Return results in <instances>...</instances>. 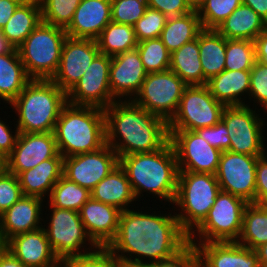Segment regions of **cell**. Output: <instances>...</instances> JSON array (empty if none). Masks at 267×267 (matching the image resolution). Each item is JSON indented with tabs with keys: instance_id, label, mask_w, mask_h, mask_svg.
Instances as JSON below:
<instances>
[{
	"instance_id": "obj_18",
	"label": "cell",
	"mask_w": 267,
	"mask_h": 267,
	"mask_svg": "<svg viewBox=\"0 0 267 267\" xmlns=\"http://www.w3.org/2000/svg\"><path fill=\"white\" fill-rule=\"evenodd\" d=\"M58 154L54 132L19 133L12 153L6 158V169L18 176Z\"/></svg>"
},
{
	"instance_id": "obj_36",
	"label": "cell",
	"mask_w": 267,
	"mask_h": 267,
	"mask_svg": "<svg viewBox=\"0 0 267 267\" xmlns=\"http://www.w3.org/2000/svg\"><path fill=\"white\" fill-rule=\"evenodd\" d=\"M49 197V202L53 207L79 212L81 207L91 197V193L88 189L62 176L52 188Z\"/></svg>"
},
{
	"instance_id": "obj_17",
	"label": "cell",
	"mask_w": 267,
	"mask_h": 267,
	"mask_svg": "<svg viewBox=\"0 0 267 267\" xmlns=\"http://www.w3.org/2000/svg\"><path fill=\"white\" fill-rule=\"evenodd\" d=\"M99 53L96 40L67 36L62 47L58 70L51 80L67 93L81 79Z\"/></svg>"
},
{
	"instance_id": "obj_16",
	"label": "cell",
	"mask_w": 267,
	"mask_h": 267,
	"mask_svg": "<svg viewBox=\"0 0 267 267\" xmlns=\"http://www.w3.org/2000/svg\"><path fill=\"white\" fill-rule=\"evenodd\" d=\"M117 165V153L105 144L96 151L63 158V176L91 191Z\"/></svg>"
},
{
	"instance_id": "obj_31",
	"label": "cell",
	"mask_w": 267,
	"mask_h": 267,
	"mask_svg": "<svg viewBox=\"0 0 267 267\" xmlns=\"http://www.w3.org/2000/svg\"><path fill=\"white\" fill-rule=\"evenodd\" d=\"M41 23V5L39 0H34L19 5L1 33L15 48H18Z\"/></svg>"
},
{
	"instance_id": "obj_29",
	"label": "cell",
	"mask_w": 267,
	"mask_h": 267,
	"mask_svg": "<svg viewBox=\"0 0 267 267\" xmlns=\"http://www.w3.org/2000/svg\"><path fill=\"white\" fill-rule=\"evenodd\" d=\"M266 25L252 8L241 4L216 30L225 39L254 41Z\"/></svg>"
},
{
	"instance_id": "obj_11",
	"label": "cell",
	"mask_w": 267,
	"mask_h": 267,
	"mask_svg": "<svg viewBox=\"0 0 267 267\" xmlns=\"http://www.w3.org/2000/svg\"><path fill=\"white\" fill-rule=\"evenodd\" d=\"M258 115L246 104L224 107L221 120L230 138L228 151L251 156L266 154L262 135L265 124Z\"/></svg>"
},
{
	"instance_id": "obj_28",
	"label": "cell",
	"mask_w": 267,
	"mask_h": 267,
	"mask_svg": "<svg viewBox=\"0 0 267 267\" xmlns=\"http://www.w3.org/2000/svg\"><path fill=\"white\" fill-rule=\"evenodd\" d=\"M203 85L225 70L226 39L216 29H202L198 34Z\"/></svg>"
},
{
	"instance_id": "obj_34",
	"label": "cell",
	"mask_w": 267,
	"mask_h": 267,
	"mask_svg": "<svg viewBox=\"0 0 267 267\" xmlns=\"http://www.w3.org/2000/svg\"><path fill=\"white\" fill-rule=\"evenodd\" d=\"M236 242L252 250L267 243V205H246L242 229Z\"/></svg>"
},
{
	"instance_id": "obj_50",
	"label": "cell",
	"mask_w": 267,
	"mask_h": 267,
	"mask_svg": "<svg viewBox=\"0 0 267 267\" xmlns=\"http://www.w3.org/2000/svg\"><path fill=\"white\" fill-rule=\"evenodd\" d=\"M19 131L16 128L15 135L12 134L8 125L0 120V154L7 158L15 147Z\"/></svg>"
},
{
	"instance_id": "obj_32",
	"label": "cell",
	"mask_w": 267,
	"mask_h": 267,
	"mask_svg": "<svg viewBox=\"0 0 267 267\" xmlns=\"http://www.w3.org/2000/svg\"><path fill=\"white\" fill-rule=\"evenodd\" d=\"M202 29L198 13L192 11L184 15L167 18L159 38L167 50L172 53L180 49L185 43L196 39Z\"/></svg>"
},
{
	"instance_id": "obj_1",
	"label": "cell",
	"mask_w": 267,
	"mask_h": 267,
	"mask_svg": "<svg viewBox=\"0 0 267 267\" xmlns=\"http://www.w3.org/2000/svg\"><path fill=\"white\" fill-rule=\"evenodd\" d=\"M188 241V234L175 215H150L127 209L121 211L116 237L106 248L121 267H136L148 264L142 257L150 258L154 264L179 251ZM124 253L131 254L128 258ZM132 254L137 255L133 258Z\"/></svg>"
},
{
	"instance_id": "obj_59",
	"label": "cell",
	"mask_w": 267,
	"mask_h": 267,
	"mask_svg": "<svg viewBox=\"0 0 267 267\" xmlns=\"http://www.w3.org/2000/svg\"><path fill=\"white\" fill-rule=\"evenodd\" d=\"M6 169V158L0 154V173Z\"/></svg>"
},
{
	"instance_id": "obj_33",
	"label": "cell",
	"mask_w": 267,
	"mask_h": 267,
	"mask_svg": "<svg viewBox=\"0 0 267 267\" xmlns=\"http://www.w3.org/2000/svg\"><path fill=\"white\" fill-rule=\"evenodd\" d=\"M169 69L177 74L187 86L203 85L198 36L171 53Z\"/></svg>"
},
{
	"instance_id": "obj_62",
	"label": "cell",
	"mask_w": 267,
	"mask_h": 267,
	"mask_svg": "<svg viewBox=\"0 0 267 267\" xmlns=\"http://www.w3.org/2000/svg\"><path fill=\"white\" fill-rule=\"evenodd\" d=\"M56 267H64V266L60 263V265H58V266H56Z\"/></svg>"
},
{
	"instance_id": "obj_10",
	"label": "cell",
	"mask_w": 267,
	"mask_h": 267,
	"mask_svg": "<svg viewBox=\"0 0 267 267\" xmlns=\"http://www.w3.org/2000/svg\"><path fill=\"white\" fill-rule=\"evenodd\" d=\"M186 86L184 81L170 69L148 73L140 91L135 95L136 98L132 100L168 123L178 109Z\"/></svg>"
},
{
	"instance_id": "obj_27",
	"label": "cell",
	"mask_w": 267,
	"mask_h": 267,
	"mask_svg": "<svg viewBox=\"0 0 267 267\" xmlns=\"http://www.w3.org/2000/svg\"><path fill=\"white\" fill-rule=\"evenodd\" d=\"M206 85L213 97L225 106L245 105L240 96L249 94L250 70H224L207 81Z\"/></svg>"
},
{
	"instance_id": "obj_51",
	"label": "cell",
	"mask_w": 267,
	"mask_h": 267,
	"mask_svg": "<svg viewBox=\"0 0 267 267\" xmlns=\"http://www.w3.org/2000/svg\"><path fill=\"white\" fill-rule=\"evenodd\" d=\"M256 61L267 66V25L262 33L254 40Z\"/></svg>"
},
{
	"instance_id": "obj_49",
	"label": "cell",
	"mask_w": 267,
	"mask_h": 267,
	"mask_svg": "<svg viewBox=\"0 0 267 267\" xmlns=\"http://www.w3.org/2000/svg\"><path fill=\"white\" fill-rule=\"evenodd\" d=\"M149 8L160 11L168 18L192 12L185 0H146Z\"/></svg>"
},
{
	"instance_id": "obj_46",
	"label": "cell",
	"mask_w": 267,
	"mask_h": 267,
	"mask_svg": "<svg viewBox=\"0 0 267 267\" xmlns=\"http://www.w3.org/2000/svg\"><path fill=\"white\" fill-rule=\"evenodd\" d=\"M250 95L267 110V66L258 61L250 70Z\"/></svg>"
},
{
	"instance_id": "obj_52",
	"label": "cell",
	"mask_w": 267,
	"mask_h": 267,
	"mask_svg": "<svg viewBox=\"0 0 267 267\" xmlns=\"http://www.w3.org/2000/svg\"><path fill=\"white\" fill-rule=\"evenodd\" d=\"M19 5L12 0H0V30L4 28Z\"/></svg>"
},
{
	"instance_id": "obj_3",
	"label": "cell",
	"mask_w": 267,
	"mask_h": 267,
	"mask_svg": "<svg viewBox=\"0 0 267 267\" xmlns=\"http://www.w3.org/2000/svg\"><path fill=\"white\" fill-rule=\"evenodd\" d=\"M119 164L127 174L136 199L143 190L174 203L179 169L170 141L159 150L121 156Z\"/></svg>"
},
{
	"instance_id": "obj_8",
	"label": "cell",
	"mask_w": 267,
	"mask_h": 267,
	"mask_svg": "<svg viewBox=\"0 0 267 267\" xmlns=\"http://www.w3.org/2000/svg\"><path fill=\"white\" fill-rule=\"evenodd\" d=\"M247 204L238 196L220 191L205 219L195 228L197 230L188 235L189 241L195 244L194 235L197 231L199 243L236 242L242 229L243 214Z\"/></svg>"
},
{
	"instance_id": "obj_38",
	"label": "cell",
	"mask_w": 267,
	"mask_h": 267,
	"mask_svg": "<svg viewBox=\"0 0 267 267\" xmlns=\"http://www.w3.org/2000/svg\"><path fill=\"white\" fill-rule=\"evenodd\" d=\"M225 70H251L256 62L252 40L226 39Z\"/></svg>"
},
{
	"instance_id": "obj_6",
	"label": "cell",
	"mask_w": 267,
	"mask_h": 267,
	"mask_svg": "<svg viewBox=\"0 0 267 267\" xmlns=\"http://www.w3.org/2000/svg\"><path fill=\"white\" fill-rule=\"evenodd\" d=\"M220 191L215 174L179 171L173 204L184 212L175 216L188 235L205 219Z\"/></svg>"
},
{
	"instance_id": "obj_24",
	"label": "cell",
	"mask_w": 267,
	"mask_h": 267,
	"mask_svg": "<svg viewBox=\"0 0 267 267\" xmlns=\"http://www.w3.org/2000/svg\"><path fill=\"white\" fill-rule=\"evenodd\" d=\"M43 199L36 196H22L0 215L2 235L7 242L15 235L40 229L41 204Z\"/></svg>"
},
{
	"instance_id": "obj_23",
	"label": "cell",
	"mask_w": 267,
	"mask_h": 267,
	"mask_svg": "<svg viewBox=\"0 0 267 267\" xmlns=\"http://www.w3.org/2000/svg\"><path fill=\"white\" fill-rule=\"evenodd\" d=\"M111 22V0H81L65 29L71 38L96 40Z\"/></svg>"
},
{
	"instance_id": "obj_55",
	"label": "cell",
	"mask_w": 267,
	"mask_h": 267,
	"mask_svg": "<svg viewBox=\"0 0 267 267\" xmlns=\"http://www.w3.org/2000/svg\"><path fill=\"white\" fill-rule=\"evenodd\" d=\"M16 48L4 37L0 30V55L12 53Z\"/></svg>"
},
{
	"instance_id": "obj_5",
	"label": "cell",
	"mask_w": 267,
	"mask_h": 267,
	"mask_svg": "<svg viewBox=\"0 0 267 267\" xmlns=\"http://www.w3.org/2000/svg\"><path fill=\"white\" fill-rule=\"evenodd\" d=\"M67 94L52 80L32 79L10 103L15 108L19 133L54 132Z\"/></svg>"
},
{
	"instance_id": "obj_25",
	"label": "cell",
	"mask_w": 267,
	"mask_h": 267,
	"mask_svg": "<svg viewBox=\"0 0 267 267\" xmlns=\"http://www.w3.org/2000/svg\"><path fill=\"white\" fill-rule=\"evenodd\" d=\"M63 156L44 160L32 169L25 170L18 175L23 196L43 198L63 176Z\"/></svg>"
},
{
	"instance_id": "obj_57",
	"label": "cell",
	"mask_w": 267,
	"mask_h": 267,
	"mask_svg": "<svg viewBox=\"0 0 267 267\" xmlns=\"http://www.w3.org/2000/svg\"><path fill=\"white\" fill-rule=\"evenodd\" d=\"M206 0H185L186 5L191 11L198 12L200 8L204 5Z\"/></svg>"
},
{
	"instance_id": "obj_54",
	"label": "cell",
	"mask_w": 267,
	"mask_h": 267,
	"mask_svg": "<svg viewBox=\"0 0 267 267\" xmlns=\"http://www.w3.org/2000/svg\"><path fill=\"white\" fill-rule=\"evenodd\" d=\"M0 267H27L19 261L8 249L0 252Z\"/></svg>"
},
{
	"instance_id": "obj_12",
	"label": "cell",
	"mask_w": 267,
	"mask_h": 267,
	"mask_svg": "<svg viewBox=\"0 0 267 267\" xmlns=\"http://www.w3.org/2000/svg\"><path fill=\"white\" fill-rule=\"evenodd\" d=\"M50 206L53 213L45 231L49 244L60 261L93 253L92 251L87 253L79 251L86 240L91 242V248H99L88 236L78 211Z\"/></svg>"
},
{
	"instance_id": "obj_56",
	"label": "cell",
	"mask_w": 267,
	"mask_h": 267,
	"mask_svg": "<svg viewBox=\"0 0 267 267\" xmlns=\"http://www.w3.org/2000/svg\"><path fill=\"white\" fill-rule=\"evenodd\" d=\"M255 252L258 255L259 266L267 267V243L256 248Z\"/></svg>"
},
{
	"instance_id": "obj_22",
	"label": "cell",
	"mask_w": 267,
	"mask_h": 267,
	"mask_svg": "<svg viewBox=\"0 0 267 267\" xmlns=\"http://www.w3.org/2000/svg\"><path fill=\"white\" fill-rule=\"evenodd\" d=\"M199 254V267H260L255 250L238 242L194 244Z\"/></svg>"
},
{
	"instance_id": "obj_21",
	"label": "cell",
	"mask_w": 267,
	"mask_h": 267,
	"mask_svg": "<svg viewBox=\"0 0 267 267\" xmlns=\"http://www.w3.org/2000/svg\"><path fill=\"white\" fill-rule=\"evenodd\" d=\"M79 214L88 236L99 248H106L116 237L121 214L117 207L90 197Z\"/></svg>"
},
{
	"instance_id": "obj_35",
	"label": "cell",
	"mask_w": 267,
	"mask_h": 267,
	"mask_svg": "<svg viewBox=\"0 0 267 267\" xmlns=\"http://www.w3.org/2000/svg\"><path fill=\"white\" fill-rule=\"evenodd\" d=\"M101 54L115 56L137 47L134 28L128 24L110 22L96 39Z\"/></svg>"
},
{
	"instance_id": "obj_37",
	"label": "cell",
	"mask_w": 267,
	"mask_h": 267,
	"mask_svg": "<svg viewBox=\"0 0 267 267\" xmlns=\"http://www.w3.org/2000/svg\"><path fill=\"white\" fill-rule=\"evenodd\" d=\"M136 48L147 73L162 72L170 68L171 53L159 37L140 41Z\"/></svg>"
},
{
	"instance_id": "obj_41",
	"label": "cell",
	"mask_w": 267,
	"mask_h": 267,
	"mask_svg": "<svg viewBox=\"0 0 267 267\" xmlns=\"http://www.w3.org/2000/svg\"><path fill=\"white\" fill-rule=\"evenodd\" d=\"M147 8L146 0H111V21L133 26Z\"/></svg>"
},
{
	"instance_id": "obj_43",
	"label": "cell",
	"mask_w": 267,
	"mask_h": 267,
	"mask_svg": "<svg viewBox=\"0 0 267 267\" xmlns=\"http://www.w3.org/2000/svg\"><path fill=\"white\" fill-rule=\"evenodd\" d=\"M84 256H75L61 261L64 267H121L118 259L107 249L98 248Z\"/></svg>"
},
{
	"instance_id": "obj_58",
	"label": "cell",
	"mask_w": 267,
	"mask_h": 267,
	"mask_svg": "<svg viewBox=\"0 0 267 267\" xmlns=\"http://www.w3.org/2000/svg\"><path fill=\"white\" fill-rule=\"evenodd\" d=\"M6 249V241L2 235L1 226H0V252Z\"/></svg>"
},
{
	"instance_id": "obj_45",
	"label": "cell",
	"mask_w": 267,
	"mask_h": 267,
	"mask_svg": "<svg viewBox=\"0 0 267 267\" xmlns=\"http://www.w3.org/2000/svg\"><path fill=\"white\" fill-rule=\"evenodd\" d=\"M156 267H199V254L193 243L188 241L173 255L154 263Z\"/></svg>"
},
{
	"instance_id": "obj_7",
	"label": "cell",
	"mask_w": 267,
	"mask_h": 267,
	"mask_svg": "<svg viewBox=\"0 0 267 267\" xmlns=\"http://www.w3.org/2000/svg\"><path fill=\"white\" fill-rule=\"evenodd\" d=\"M65 29L39 24L17 48L20 60L31 79L51 80L58 70Z\"/></svg>"
},
{
	"instance_id": "obj_13",
	"label": "cell",
	"mask_w": 267,
	"mask_h": 267,
	"mask_svg": "<svg viewBox=\"0 0 267 267\" xmlns=\"http://www.w3.org/2000/svg\"><path fill=\"white\" fill-rule=\"evenodd\" d=\"M110 65L111 56L99 53L81 79L66 93L67 103L106 109L115 102L109 83Z\"/></svg>"
},
{
	"instance_id": "obj_4",
	"label": "cell",
	"mask_w": 267,
	"mask_h": 267,
	"mask_svg": "<svg viewBox=\"0 0 267 267\" xmlns=\"http://www.w3.org/2000/svg\"><path fill=\"white\" fill-rule=\"evenodd\" d=\"M54 135L64 158L102 148L106 144L104 109L67 103L56 122Z\"/></svg>"
},
{
	"instance_id": "obj_19",
	"label": "cell",
	"mask_w": 267,
	"mask_h": 267,
	"mask_svg": "<svg viewBox=\"0 0 267 267\" xmlns=\"http://www.w3.org/2000/svg\"><path fill=\"white\" fill-rule=\"evenodd\" d=\"M147 74L137 48L112 56L109 72L112 96L135 98Z\"/></svg>"
},
{
	"instance_id": "obj_30",
	"label": "cell",
	"mask_w": 267,
	"mask_h": 267,
	"mask_svg": "<svg viewBox=\"0 0 267 267\" xmlns=\"http://www.w3.org/2000/svg\"><path fill=\"white\" fill-rule=\"evenodd\" d=\"M32 79L20 60L17 48L0 55V98L11 103Z\"/></svg>"
},
{
	"instance_id": "obj_48",
	"label": "cell",
	"mask_w": 267,
	"mask_h": 267,
	"mask_svg": "<svg viewBox=\"0 0 267 267\" xmlns=\"http://www.w3.org/2000/svg\"><path fill=\"white\" fill-rule=\"evenodd\" d=\"M255 178V204L267 205V153L258 157Z\"/></svg>"
},
{
	"instance_id": "obj_20",
	"label": "cell",
	"mask_w": 267,
	"mask_h": 267,
	"mask_svg": "<svg viewBox=\"0 0 267 267\" xmlns=\"http://www.w3.org/2000/svg\"><path fill=\"white\" fill-rule=\"evenodd\" d=\"M42 227L15 235L6 242V249L27 267H56L61 263Z\"/></svg>"
},
{
	"instance_id": "obj_60",
	"label": "cell",
	"mask_w": 267,
	"mask_h": 267,
	"mask_svg": "<svg viewBox=\"0 0 267 267\" xmlns=\"http://www.w3.org/2000/svg\"><path fill=\"white\" fill-rule=\"evenodd\" d=\"M12 1H15L16 3H18L20 5H24V4L30 3L34 0H12Z\"/></svg>"
},
{
	"instance_id": "obj_47",
	"label": "cell",
	"mask_w": 267,
	"mask_h": 267,
	"mask_svg": "<svg viewBox=\"0 0 267 267\" xmlns=\"http://www.w3.org/2000/svg\"><path fill=\"white\" fill-rule=\"evenodd\" d=\"M196 132L211 146L219 149L221 152L229 149L230 138L227 127L222 120L214 126L201 128L196 130Z\"/></svg>"
},
{
	"instance_id": "obj_39",
	"label": "cell",
	"mask_w": 267,
	"mask_h": 267,
	"mask_svg": "<svg viewBox=\"0 0 267 267\" xmlns=\"http://www.w3.org/2000/svg\"><path fill=\"white\" fill-rule=\"evenodd\" d=\"M42 22L66 29L81 0H39Z\"/></svg>"
},
{
	"instance_id": "obj_40",
	"label": "cell",
	"mask_w": 267,
	"mask_h": 267,
	"mask_svg": "<svg viewBox=\"0 0 267 267\" xmlns=\"http://www.w3.org/2000/svg\"><path fill=\"white\" fill-rule=\"evenodd\" d=\"M242 0H206L197 12L203 29H217Z\"/></svg>"
},
{
	"instance_id": "obj_14",
	"label": "cell",
	"mask_w": 267,
	"mask_h": 267,
	"mask_svg": "<svg viewBox=\"0 0 267 267\" xmlns=\"http://www.w3.org/2000/svg\"><path fill=\"white\" fill-rule=\"evenodd\" d=\"M179 171L216 174L221 151L196 131L168 130Z\"/></svg>"
},
{
	"instance_id": "obj_42",
	"label": "cell",
	"mask_w": 267,
	"mask_h": 267,
	"mask_svg": "<svg viewBox=\"0 0 267 267\" xmlns=\"http://www.w3.org/2000/svg\"><path fill=\"white\" fill-rule=\"evenodd\" d=\"M167 18L160 11L148 7L145 14L133 25L137 42L160 37Z\"/></svg>"
},
{
	"instance_id": "obj_53",
	"label": "cell",
	"mask_w": 267,
	"mask_h": 267,
	"mask_svg": "<svg viewBox=\"0 0 267 267\" xmlns=\"http://www.w3.org/2000/svg\"><path fill=\"white\" fill-rule=\"evenodd\" d=\"M242 4L252 8L267 23V0H242Z\"/></svg>"
},
{
	"instance_id": "obj_15",
	"label": "cell",
	"mask_w": 267,
	"mask_h": 267,
	"mask_svg": "<svg viewBox=\"0 0 267 267\" xmlns=\"http://www.w3.org/2000/svg\"><path fill=\"white\" fill-rule=\"evenodd\" d=\"M259 156L223 151L216 172L220 190L255 203L256 164Z\"/></svg>"
},
{
	"instance_id": "obj_2",
	"label": "cell",
	"mask_w": 267,
	"mask_h": 267,
	"mask_svg": "<svg viewBox=\"0 0 267 267\" xmlns=\"http://www.w3.org/2000/svg\"><path fill=\"white\" fill-rule=\"evenodd\" d=\"M104 114L106 144L118 158L159 150L169 141L168 123L133 100H116L104 109Z\"/></svg>"
},
{
	"instance_id": "obj_61",
	"label": "cell",
	"mask_w": 267,
	"mask_h": 267,
	"mask_svg": "<svg viewBox=\"0 0 267 267\" xmlns=\"http://www.w3.org/2000/svg\"><path fill=\"white\" fill-rule=\"evenodd\" d=\"M136 267H156V266L153 263H148L146 265L136 266Z\"/></svg>"
},
{
	"instance_id": "obj_26",
	"label": "cell",
	"mask_w": 267,
	"mask_h": 267,
	"mask_svg": "<svg viewBox=\"0 0 267 267\" xmlns=\"http://www.w3.org/2000/svg\"><path fill=\"white\" fill-rule=\"evenodd\" d=\"M91 198L105 204L127 210L128 205L136 198L125 170L117 165L91 191Z\"/></svg>"
},
{
	"instance_id": "obj_9",
	"label": "cell",
	"mask_w": 267,
	"mask_h": 267,
	"mask_svg": "<svg viewBox=\"0 0 267 267\" xmlns=\"http://www.w3.org/2000/svg\"><path fill=\"white\" fill-rule=\"evenodd\" d=\"M225 105L217 101L207 85L186 86L168 130H193L211 127L221 120Z\"/></svg>"
},
{
	"instance_id": "obj_44",
	"label": "cell",
	"mask_w": 267,
	"mask_h": 267,
	"mask_svg": "<svg viewBox=\"0 0 267 267\" xmlns=\"http://www.w3.org/2000/svg\"><path fill=\"white\" fill-rule=\"evenodd\" d=\"M23 196L18 176L5 169L0 173V215Z\"/></svg>"
}]
</instances>
